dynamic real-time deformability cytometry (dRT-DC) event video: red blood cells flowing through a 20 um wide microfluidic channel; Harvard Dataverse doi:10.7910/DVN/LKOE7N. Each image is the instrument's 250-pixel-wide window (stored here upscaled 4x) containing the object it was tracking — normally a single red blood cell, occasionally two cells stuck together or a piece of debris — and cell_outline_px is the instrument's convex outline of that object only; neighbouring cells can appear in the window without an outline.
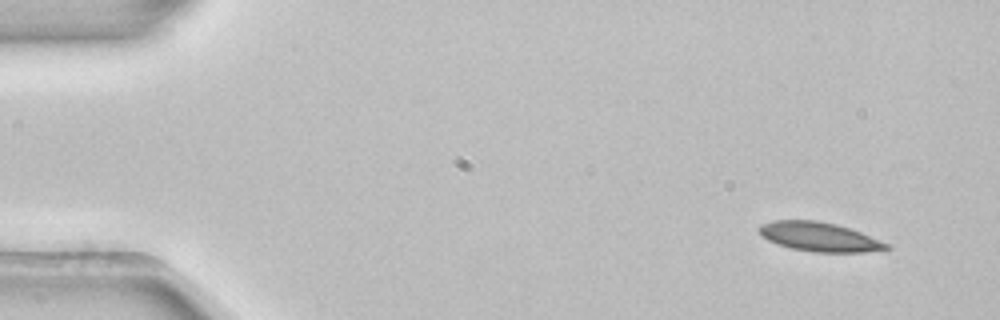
{"species": "common noctule bat (a hibernating species)", "species_latin": "Nyctalus noctula", "temperature_condition": "room temperature", "stored_images_in_passage": 4, "camera_frame_rate_fps": 3000, "um_per_image_px": 0.085, "animal": {"sex": "female", "body_mass_g": 22.7, "forearm_length_mm": 54.2}, "frame": {"image": 1, "passage_image": 1, "time_ms": 0.0, "image_size_px": [1000, 320], "cell_outline_px": [[892, 248], [864, 252], [812, 252], [792, 248], [768, 240], [756, 228], [760, 224], [772, 220], [816, 220], [836, 224], [860, 232], [888, 244]], "centroid_in_image_um": [69.61, 20.12], "position_along_channel_um": 15.4, "area_um2": 21.39}}
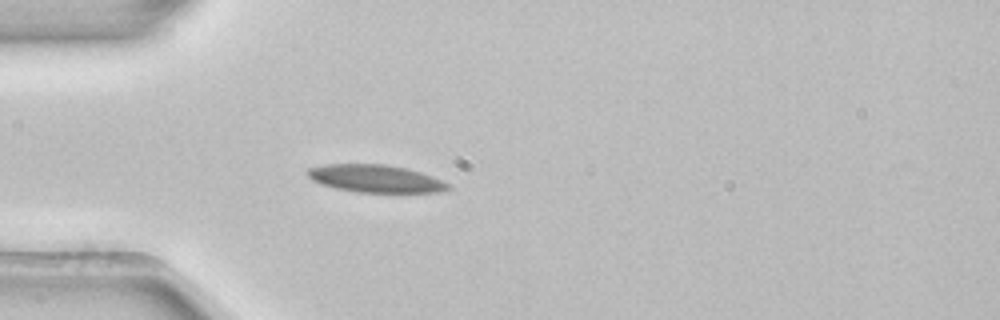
{"frame": {"image": 2, "passage_image": 4, "time_ms": 1.0, "image_size_px": [1000, 320], "cell_outline_px": [[452, 188], [440, 192], [356, 192], [336, 188], [320, 184], [312, 180], [304, 172], [308, 168], [324, 164], [384, 164], [404, 168], [420, 172], [432, 176], [452, 184]], "centroid_in_image_um": [31.91, 15.18], "position_along_channel_um": 53.1, "area_um2": 22.72}}